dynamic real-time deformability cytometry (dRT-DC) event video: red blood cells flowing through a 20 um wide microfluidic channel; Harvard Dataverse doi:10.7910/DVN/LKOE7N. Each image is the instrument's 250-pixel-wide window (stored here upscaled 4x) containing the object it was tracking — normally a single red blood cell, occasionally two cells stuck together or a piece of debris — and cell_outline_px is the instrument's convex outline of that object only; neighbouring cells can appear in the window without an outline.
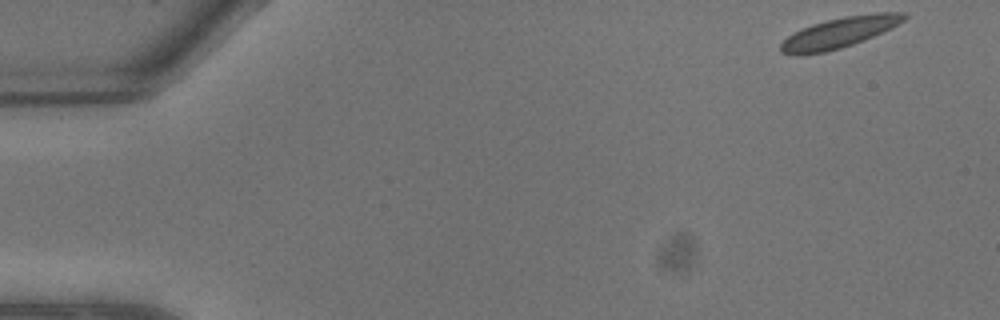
{"species": "common noctule bat (a hibernating species)", "species_latin": "Nyctalus noctula", "temperature_condition": "warm", "stored_images_in_passage": 8, "camera_frame_rate_fps": 3000, "um_per_image_px": 0.085, "animal": {"sex": "male", "body_mass_g": 13.3}, "frame": {"image": 1, "passage_image": 1, "time_ms": 0.0, "image_size_px": [1000, 320], "cell_outline_px": [[908, 16], [904, 20], [864, 40], [840, 48], [824, 52], [800, 56], [792, 56], [780, 52], [780, 44], [788, 36], [812, 24], [844, 16], [876, 12], [904, 12]], "centroid_in_image_um": [71.29, 2.78], "position_along_channel_um": 13.7, "area_um2": 21.68}}
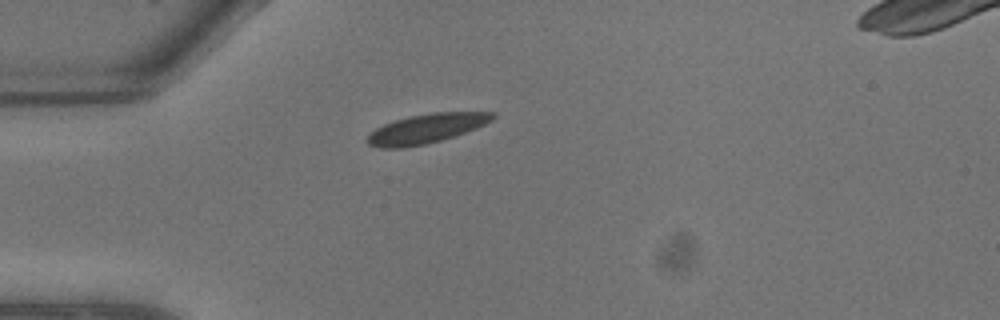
{"frame": {"image": 2, "passage_image": 6, "time_ms": 1.667, "image_size_px": [1000, 320], "cell_outline_px": [[496, 116], [492, 120], [476, 128], [440, 140], [424, 144], [404, 148], [380, 148], [368, 144], [364, 140], [376, 128], [384, 124], [408, 116], [432, 112], [496, 112]], "centroid_in_image_um": [36.21, 10.92], "position_along_channel_um": 48.8, "area_um2": 21.27}}
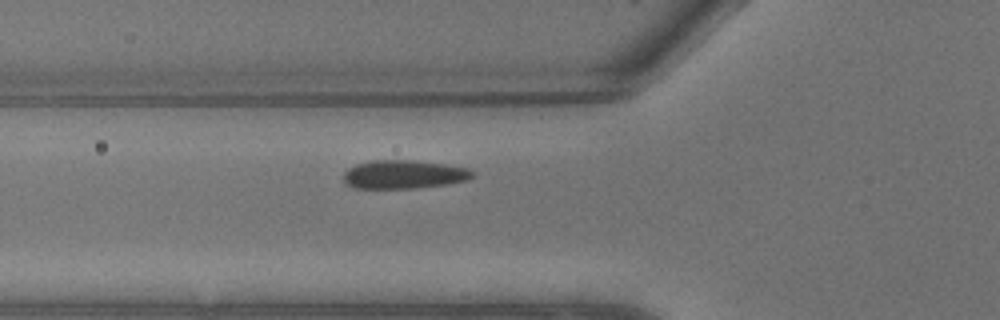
{"frame": {"image": 3, "passage_image": 8, "time_ms": 2.333, "image_size_px": [1000, 320], "cell_outline_px": [[476, 176], [468, 180], [448, 184], [416, 188], [356, 188], [344, 184], [344, 172], [348, 168], [356, 164], [372, 160], [412, 160], [444, 164], [468, 168], [476, 172]], "centroid_in_image_um": [34.35, 14.83], "position_along_channel_um": 91.4, "area_um2": 21.68}}